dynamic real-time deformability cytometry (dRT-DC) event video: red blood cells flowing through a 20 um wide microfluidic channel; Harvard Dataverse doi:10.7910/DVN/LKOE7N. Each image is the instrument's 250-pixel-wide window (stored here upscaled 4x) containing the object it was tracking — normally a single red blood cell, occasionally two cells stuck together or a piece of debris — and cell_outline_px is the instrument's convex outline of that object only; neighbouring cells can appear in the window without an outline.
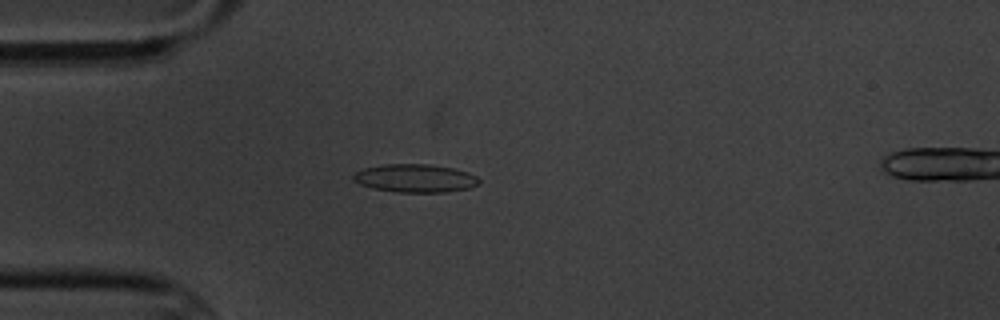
{"species": "common noctule bat (a hibernating species)", "species_latin": "Nyctalus noctula", "temperature_condition": "cold", "stored_images_in_passage": 10, "camera_frame_rate_fps": 3000, "um_per_image_px": 0.085, "animal": {"sex": "male", "body_mass_g": 20.1, "forearm_length_mm": 53.5}, "frame": {"image": 1, "passage_image": 5, "time_ms": 4.667, "image_size_px": [1000, 320], "cell_outline_px": [[480, 184], [468, 188], [448, 192], [396, 192], [372, 188], [360, 184], [352, 180], [352, 176], [356, 172], [364, 168], [384, 164], [428, 164], [452, 168], [468, 172], [476, 176], [480, 180]], "centroid_in_image_um": [35.29, 15.15], "position_along_channel_um": 49.7, "area_um2": 20.69}}
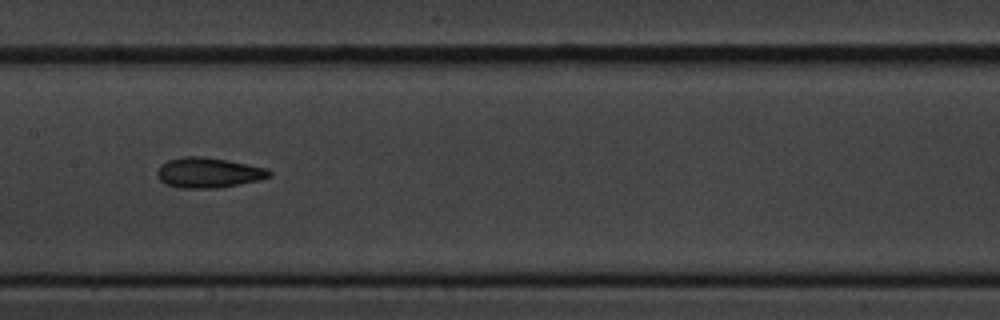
{"frame": {"image": 2, "passage_image": 9, "time_ms": 9.0, "image_size_px": [1000, 320], "cell_outline_px": [[272, 176], [260, 180], [220, 188], [180, 188], [164, 184], [160, 180], [156, 172], [160, 164], [168, 160], [184, 156], [204, 156], [228, 160], [268, 168], [272, 172]], "centroid_in_image_um": [17.73, 14.68], "position_along_channel_um": 189.7, "area_um2": 20.06}}
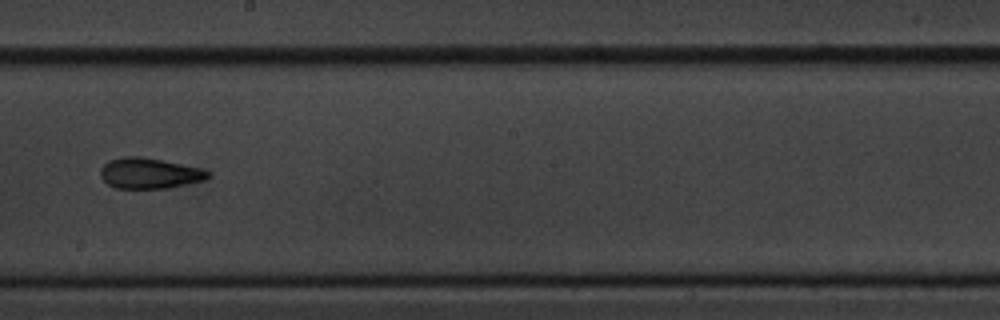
{"frame": {"image": 3, "passage_image": 10, "time_ms": 10.333, "image_size_px": [1000, 320], "cell_outline_px": [[212, 172], [204, 180], [172, 188], [116, 188], [108, 184], [100, 176], [100, 168], [108, 160], [124, 156], [140, 156], [200, 168]], "centroid_in_image_um": [12.68, 14.73], "position_along_channel_um": 235.5, "area_um2": 19.19}}